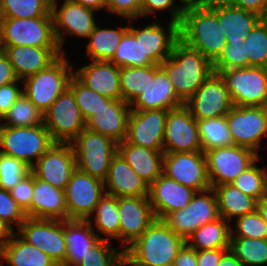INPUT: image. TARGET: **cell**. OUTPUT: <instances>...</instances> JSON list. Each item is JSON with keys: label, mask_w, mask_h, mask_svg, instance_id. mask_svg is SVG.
Instances as JSON below:
<instances>
[{"label": "cell", "mask_w": 267, "mask_h": 266, "mask_svg": "<svg viewBox=\"0 0 267 266\" xmlns=\"http://www.w3.org/2000/svg\"><path fill=\"white\" fill-rule=\"evenodd\" d=\"M226 31L218 23L217 13L204 1L184 9L179 39L213 63L227 44Z\"/></svg>", "instance_id": "6da1fadb"}, {"label": "cell", "mask_w": 267, "mask_h": 266, "mask_svg": "<svg viewBox=\"0 0 267 266\" xmlns=\"http://www.w3.org/2000/svg\"><path fill=\"white\" fill-rule=\"evenodd\" d=\"M160 67L167 74L177 97L183 103L187 102L214 72L210 60L180 39L175 42L171 55Z\"/></svg>", "instance_id": "7a4b0ae2"}, {"label": "cell", "mask_w": 267, "mask_h": 266, "mask_svg": "<svg viewBox=\"0 0 267 266\" xmlns=\"http://www.w3.org/2000/svg\"><path fill=\"white\" fill-rule=\"evenodd\" d=\"M186 240L176 235L160 219L155 221L129 247L124 254L140 266H172Z\"/></svg>", "instance_id": "3957f363"}, {"label": "cell", "mask_w": 267, "mask_h": 266, "mask_svg": "<svg viewBox=\"0 0 267 266\" xmlns=\"http://www.w3.org/2000/svg\"><path fill=\"white\" fill-rule=\"evenodd\" d=\"M62 54L48 68L23 79V93L44 114L68 87L73 65Z\"/></svg>", "instance_id": "277c9868"}, {"label": "cell", "mask_w": 267, "mask_h": 266, "mask_svg": "<svg viewBox=\"0 0 267 266\" xmlns=\"http://www.w3.org/2000/svg\"><path fill=\"white\" fill-rule=\"evenodd\" d=\"M44 124L32 127L0 125V153L23 161L30 168L54 144ZM34 160V161H33Z\"/></svg>", "instance_id": "5b68a950"}, {"label": "cell", "mask_w": 267, "mask_h": 266, "mask_svg": "<svg viewBox=\"0 0 267 266\" xmlns=\"http://www.w3.org/2000/svg\"><path fill=\"white\" fill-rule=\"evenodd\" d=\"M71 144L77 169L104 182L111 160L117 154L118 143L85 128Z\"/></svg>", "instance_id": "8992f818"}, {"label": "cell", "mask_w": 267, "mask_h": 266, "mask_svg": "<svg viewBox=\"0 0 267 266\" xmlns=\"http://www.w3.org/2000/svg\"><path fill=\"white\" fill-rule=\"evenodd\" d=\"M0 46L59 47L53 17L0 18Z\"/></svg>", "instance_id": "52a82bcc"}, {"label": "cell", "mask_w": 267, "mask_h": 266, "mask_svg": "<svg viewBox=\"0 0 267 266\" xmlns=\"http://www.w3.org/2000/svg\"><path fill=\"white\" fill-rule=\"evenodd\" d=\"M233 106H267V68L245 67L219 72Z\"/></svg>", "instance_id": "ba28073f"}, {"label": "cell", "mask_w": 267, "mask_h": 266, "mask_svg": "<svg viewBox=\"0 0 267 266\" xmlns=\"http://www.w3.org/2000/svg\"><path fill=\"white\" fill-rule=\"evenodd\" d=\"M43 124L55 143H71L86 128V121L68 87L43 114Z\"/></svg>", "instance_id": "9c48e42d"}, {"label": "cell", "mask_w": 267, "mask_h": 266, "mask_svg": "<svg viewBox=\"0 0 267 266\" xmlns=\"http://www.w3.org/2000/svg\"><path fill=\"white\" fill-rule=\"evenodd\" d=\"M17 231L28 244L39 248L58 266H64L67 246L63 220L27 217Z\"/></svg>", "instance_id": "30bf717a"}, {"label": "cell", "mask_w": 267, "mask_h": 266, "mask_svg": "<svg viewBox=\"0 0 267 266\" xmlns=\"http://www.w3.org/2000/svg\"><path fill=\"white\" fill-rule=\"evenodd\" d=\"M219 217L216 195L210 188L197 192L185 208L168 214L163 221L176 235L187 240L200 226Z\"/></svg>", "instance_id": "8fae6325"}, {"label": "cell", "mask_w": 267, "mask_h": 266, "mask_svg": "<svg viewBox=\"0 0 267 266\" xmlns=\"http://www.w3.org/2000/svg\"><path fill=\"white\" fill-rule=\"evenodd\" d=\"M204 153L211 188L233 182L259 158L253 150L236 145L214 148Z\"/></svg>", "instance_id": "7c38bea8"}, {"label": "cell", "mask_w": 267, "mask_h": 266, "mask_svg": "<svg viewBox=\"0 0 267 266\" xmlns=\"http://www.w3.org/2000/svg\"><path fill=\"white\" fill-rule=\"evenodd\" d=\"M226 119L234 145L257 153L267 135V106H233Z\"/></svg>", "instance_id": "4fadbf2b"}, {"label": "cell", "mask_w": 267, "mask_h": 266, "mask_svg": "<svg viewBox=\"0 0 267 266\" xmlns=\"http://www.w3.org/2000/svg\"><path fill=\"white\" fill-rule=\"evenodd\" d=\"M105 194L104 182L76 170L65 189L68 220H88Z\"/></svg>", "instance_id": "5bb4252c"}, {"label": "cell", "mask_w": 267, "mask_h": 266, "mask_svg": "<svg viewBox=\"0 0 267 266\" xmlns=\"http://www.w3.org/2000/svg\"><path fill=\"white\" fill-rule=\"evenodd\" d=\"M162 173L197 192L211 188L203 151L164 153Z\"/></svg>", "instance_id": "9a60e30c"}, {"label": "cell", "mask_w": 267, "mask_h": 266, "mask_svg": "<svg viewBox=\"0 0 267 266\" xmlns=\"http://www.w3.org/2000/svg\"><path fill=\"white\" fill-rule=\"evenodd\" d=\"M196 120L226 116L233 107L223 78L213 72L184 103Z\"/></svg>", "instance_id": "2e32d148"}, {"label": "cell", "mask_w": 267, "mask_h": 266, "mask_svg": "<svg viewBox=\"0 0 267 266\" xmlns=\"http://www.w3.org/2000/svg\"><path fill=\"white\" fill-rule=\"evenodd\" d=\"M163 150L164 153L202 151L197 120L185 105L168 110Z\"/></svg>", "instance_id": "e0dca14e"}, {"label": "cell", "mask_w": 267, "mask_h": 266, "mask_svg": "<svg viewBox=\"0 0 267 266\" xmlns=\"http://www.w3.org/2000/svg\"><path fill=\"white\" fill-rule=\"evenodd\" d=\"M75 152L71 143H54L30 168L35 178L65 190L76 170Z\"/></svg>", "instance_id": "ac0fdd59"}, {"label": "cell", "mask_w": 267, "mask_h": 266, "mask_svg": "<svg viewBox=\"0 0 267 266\" xmlns=\"http://www.w3.org/2000/svg\"><path fill=\"white\" fill-rule=\"evenodd\" d=\"M168 110H131L128 118L126 141L154 150H163Z\"/></svg>", "instance_id": "d6986e66"}, {"label": "cell", "mask_w": 267, "mask_h": 266, "mask_svg": "<svg viewBox=\"0 0 267 266\" xmlns=\"http://www.w3.org/2000/svg\"><path fill=\"white\" fill-rule=\"evenodd\" d=\"M58 1L51 3V13L53 17L54 34L57 44L62 51L65 34L88 38L94 30L96 23L93 18L95 10L84 7L83 5L65 0L59 10ZM61 28V29H60ZM61 30H64L63 32Z\"/></svg>", "instance_id": "ffe728a7"}, {"label": "cell", "mask_w": 267, "mask_h": 266, "mask_svg": "<svg viewBox=\"0 0 267 266\" xmlns=\"http://www.w3.org/2000/svg\"><path fill=\"white\" fill-rule=\"evenodd\" d=\"M120 220L119 239L129 247L155 221L148 196L117 197Z\"/></svg>", "instance_id": "44dd1931"}, {"label": "cell", "mask_w": 267, "mask_h": 266, "mask_svg": "<svg viewBox=\"0 0 267 266\" xmlns=\"http://www.w3.org/2000/svg\"><path fill=\"white\" fill-rule=\"evenodd\" d=\"M196 193L162 173L149 186L148 197L156 219L163 220L168 214L185 208Z\"/></svg>", "instance_id": "7402d4cb"}, {"label": "cell", "mask_w": 267, "mask_h": 266, "mask_svg": "<svg viewBox=\"0 0 267 266\" xmlns=\"http://www.w3.org/2000/svg\"><path fill=\"white\" fill-rule=\"evenodd\" d=\"M184 105L177 97L171 81L158 64L149 66V84L131 104V110H171Z\"/></svg>", "instance_id": "603a6c76"}, {"label": "cell", "mask_w": 267, "mask_h": 266, "mask_svg": "<svg viewBox=\"0 0 267 266\" xmlns=\"http://www.w3.org/2000/svg\"><path fill=\"white\" fill-rule=\"evenodd\" d=\"M128 30L140 41L143 58H150L158 65L171 55L172 48L179 39V24L171 20L167 31L156 22L142 29L129 24Z\"/></svg>", "instance_id": "cb8c5ba5"}, {"label": "cell", "mask_w": 267, "mask_h": 266, "mask_svg": "<svg viewBox=\"0 0 267 266\" xmlns=\"http://www.w3.org/2000/svg\"><path fill=\"white\" fill-rule=\"evenodd\" d=\"M19 80L48 68L63 53L59 47L0 46Z\"/></svg>", "instance_id": "d4e9b609"}, {"label": "cell", "mask_w": 267, "mask_h": 266, "mask_svg": "<svg viewBox=\"0 0 267 266\" xmlns=\"http://www.w3.org/2000/svg\"><path fill=\"white\" fill-rule=\"evenodd\" d=\"M73 75L87 88L112 100H121L120 67L110 61L92 60Z\"/></svg>", "instance_id": "484cf974"}, {"label": "cell", "mask_w": 267, "mask_h": 266, "mask_svg": "<svg viewBox=\"0 0 267 266\" xmlns=\"http://www.w3.org/2000/svg\"><path fill=\"white\" fill-rule=\"evenodd\" d=\"M130 105L125 101L112 100L103 105L86 121V128L120 143L126 139Z\"/></svg>", "instance_id": "4316f807"}, {"label": "cell", "mask_w": 267, "mask_h": 266, "mask_svg": "<svg viewBox=\"0 0 267 266\" xmlns=\"http://www.w3.org/2000/svg\"><path fill=\"white\" fill-rule=\"evenodd\" d=\"M104 186L105 193L115 197L149 195L147 184L118 153L111 160Z\"/></svg>", "instance_id": "83f0119b"}, {"label": "cell", "mask_w": 267, "mask_h": 266, "mask_svg": "<svg viewBox=\"0 0 267 266\" xmlns=\"http://www.w3.org/2000/svg\"><path fill=\"white\" fill-rule=\"evenodd\" d=\"M205 2L217 13L218 23L227 30V42L244 41L262 19L261 16L232 6L225 0H205Z\"/></svg>", "instance_id": "f1b7e54d"}, {"label": "cell", "mask_w": 267, "mask_h": 266, "mask_svg": "<svg viewBox=\"0 0 267 266\" xmlns=\"http://www.w3.org/2000/svg\"><path fill=\"white\" fill-rule=\"evenodd\" d=\"M117 153L149 187L161 174L164 150H154L128 143H118Z\"/></svg>", "instance_id": "f546056e"}, {"label": "cell", "mask_w": 267, "mask_h": 266, "mask_svg": "<svg viewBox=\"0 0 267 266\" xmlns=\"http://www.w3.org/2000/svg\"><path fill=\"white\" fill-rule=\"evenodd\" d=\"M31 218L68 220L65 190L58 189L33 175Z\"/></svg>", "instance_id": "4dcf8cb0"}, {"label": "cell", "mask_w": 267, "mask_h": 266, "mask_svg": "<svg viewBox=\"0 0 267 266\" xmlns=\"http://www.w3.org/2000/svg\"><path fill=\"white\" fill-rule=\"evenodd\" d=\"M95 233L92 220H64L66 253L64 266H76L100 239Z\"/></svg>", "instance_id": "1f68e13d"}, {"label": "cell", "mask_w": 267, "mask_h": 266, "mask_svg": "<svg viewBox=\"0 0 267 266\" xmlns=\"http://www.w3.org/2000/svg\"><path fill=\"white\" fill-rule=\"evenodd\" d=\"M215 192L219 216L232 220L257 209V200L244 194L231 183L212 187Z\"/></svg>", "instance_id": "d6a6232c"}, {"label": "cell", "mask_w": 267, "mask_h": 266, "mask_svg": "<svg viewBox=\"0 0 267 266\" xmlns=\"http://www.w3.org/2000/svg\"><path fill=\"white\" fill-rule=\"evenodd\" d=\"M0 257L9 266H58L47 254L28 244L17 233L0 250ZM0 266L3 264L0 263Z\"/></svg>", "instance_id": "836d02e7"}, {"label": "cell", "mask_w": 267, "mask_h": 266, "mask_svg": "<svg viewBox=\"0 0 267 266\" xmlns=\"http://www.w3.org/2000/svg\"><path fill=\"white\" fill-rule=\"evenodd\" d=\"M231 230L228 221L219 217L200 226L187 238L186 244L196 251L230 248Z\"/></svg>", "instance_id": "e575fe53"}, {"label": "cell", "mask_w": 267, "mask_h": 266, "mask_svg": "<svg viewBox=\"0 0 267 266\" xmlns=\"http://www.w3.org/2000/svg\"><path fill=\"white\" fill-rule=\"evenodd\" d=\"M129 25L118 29L99 28L97 25L88 36L90 42L86 46L87 55L91 60L109 61L120 44L123 34Z\"/></svg>", "instance_id": "d590c367"}, {"label": "cell", "mask_w": 267, "mask_h": 266, "mask_svg": "<svg viewBox=\"0 0 267 266\" xmlns=\"http://www.w3.org/2000/svg\"><path fill=\"white\" fill-rule=\"evenodd\" d=\"M197 126L203 152L234 145L226 116L197 120Z\"/></svg>", "instance_id": "8d00e7d4"}, {"label": "cell", "mask_w": 267, "mask_h": 266, "mask_svg": "<svg viewBox=\"0 0 267 266\" xmlns=\"http://www.w3.org/2000/svg\"><path fill=\"white\" fill-rule=\"evenodd\" d=\"M229 249L244 266L267 265V239L231 237Z\"/></svg>", "instance_id": "74e56055"}, {"label": "cell", "mask_w": 267, "mask_h": 266, "mask_svg": "<svg viewBox=\"0 0 267 266\" xmlns=\"http://www.w3.org/2000/svg\"><path fill=\"white\" fill-rule=\"evenodd\" d=\"M93 214L95 215L97 231L107 236L104 237V239H119L120 220L117 197L105 193L95 207Z\"/></svg>", "instance_id": "f35d334b"}, {"label": "cell", "mask_w": 267, "mask_h": 266, "mask_svg": "<svg viewBox=\"0 0 267 266\" xmlns=\"http://www.w3.org/2000/svg\"><path fill=\"white\" fill-rule=\"evenodd\" d=\"M52 17L49 0H0V18Z\"/></svg>", "instance_id": "ab89813d"}, {"label": "cell", "mask_w": 267, "mask_h": 266, "mask_svg": "<svg viewBox=\"0 0 267 266\" xmlns=\"http://www.w3.org/2000/svg\"><path fill=\"white\" fill-rule=\"evenodd\" d=\"M117 67H147L155 63L150 58H143L140 41L127 30L118 45L114 56L109 60Z\"/></svg>", "instance_id": "60d3db41"}, {"label": "cell", "mask_w": 267, "mask_h": 266, "mask_svg": "<svg viewBox=\"0 0 267 266\" xmlns=\"http://www.w3.org/2000/svg\"><path fill=\"white\" fill-rule=\"evenodd\" d=\"M1 121L5 122L0 125L12 127L38 126L43 124V113L22 93Z\"/></svg>", "instance_id": "b9f144b4"}, {"label": "cell", "mask_w": 267, "mask_h": 266, "mask_svg": "<svg viewBox=\"0 0 267 266\" xmlns=\"http://www.w3.org/2000/svg\"><path fill=\"white\" fill-rule=\"evenodd\" d=\"M259 159L231 182L232 185L244 194L255 198L257 201L267 196V167L262 168L257 166L256 162Z\"/></svg>", "instance_id": "7bdbcfd3"}, {"label": "cell", "mask_w": 267, "mask_h": 266, "mask_svg": "<svg viewBox=\"0 0 267 266\" xmlns=\"http://www.w3.org/2000/svg\"><path fill=\"white\" fill-rule=\"evenodd\" d=\"M149 84V66L121 67L120 86L122 100L129 105L145 91Z\"/></svg>", "instance_id": "ee69618b"}, {"label": "cell", "mask_w": 267, "mask_h": 266, "mask_svg": "<svg viewBox=\"0 0 267 266\" xmlns=\"http://www.w3.org/2000/svg\"><path fill=\"white\" fill-rule=\"evenodd\" d=\"M249 67L267 68V18H262L244 39Z\"/></svg>", "instance_id": "f6af8a7d"}, {"label": "cell", "mask_w": 267, "mask_h": 266, "mask_svg": "<svg viewBox=\"0 0 267 266\" xmlns=\"http://www.w3.org/2000/svg\"><path fill=\"white\" fill-rule=\"evenodd\" d=\"M68 88L73 92L75 101L85 121L93 116L103 105H108L112 101V99L87 88L74 75L70 78Z\"/></svg>", "instance_id": "bcb514c9"}, {"label": "cell", "mask_w": 267, "mask_h": 266, "mask_svg": "<svg viewBox=\"0 0 267 266\" xmlns=\"http://www.w3.org/2000/svg\"><path fill=\"white\" fill-rule=\"evenodd\" d=\"M124 249L117 251L106 239H100L76 266H123Z\"/></svg>", "instance_id": "7dc6e473"}, {"label": "cell", "mask_w": 267, "mask_h": 266, "mask_svg": "<svg viewBox=\"0 0 267 266\" xmlns=\"http://www.w3.org/2000/svg\"><path fill=\"white\" fill-rule=\"evenodd\" d=\"M245 67H249V57L246 55L244 41L227 42L219 57L213 62V70L216 73Z\"/></svg>", "instance_id": "c3c4849f"}, {"label": "cell", "mask_w": 267, "mask_h": 266, "mask_svg": "<svg viewBox=\"0 0 267 266\" xmlns=\"http://www.w3.org/2000/svg\"><path fill=\"white\" fill-rule=\"evenodd\" d=\"M30 172L23 161L0 153V187L10 191Z\"/></svg>", "instance_id": "681fc988"}, {"label": "cell", "mask_w": 267, "mask_h": 266, "mask_svg": "<svg viewBox=\"0 0 267 266\" xmlns=\"http://www.w3.org/2000/svg\"><path fill=\"white\" fill-rule=\"evenodd\" d=\"M236 230L231 237L267 239V222L257 210L236 218Z\"/></svg>", "instance_id": "f907efd6"}, {"label": "cell", "mask_w": 267, "mask_h": 266, "mask_svg": "<svg viewBox=\"0 0 267 266\" xmlns=\"http://www.w3.org/2000/svg\"><path fill=\"white\" fill-rule=\"evenodd\" d=\"M0 218L13 227V222L19 228L27 218L26 213L12 198L9 191L0 187Z\"/></svg>", "instance_id": "816d5d0a"}, {"label": "cell", "mask_w": 267, "mask_h": 266, "mask_svg": "<svg viewBox=\"0 0 267 266\" xmlns=\"http://www.w3.org/2000/svg\"><path fill=\"white\" fill-rule=\"evenodd\" d=\"M12 198L18 203L27 217L31 218V200L33 195V174L29 172L10 191Z\"/></svg>", "instance_id": "f5cc1de1"}, {"label": "cell", "mask_w": 267, "mask_h": 266, "mask_svg": "<svg viewBox=\"0 0 267 266\" xmlns=\"http://www.w3.org/2000/svg\"><path fill=\"white\" fill-rule=\"evenodd\" d=\"M174 2L175 0H141V17L171 8V21L180 24L184 9L181 5H174Z\"/></svg>", "instance_id": "db71d44e"}, {"label": "cell", "mask_w": 267, "mask_h": 266, "mask_svg": "<svg viewBox=\"0 0 267 266\" xmlns=\"http://www.w3.org/2000/svg\"><path fill=\"white\" fill-rule=\"evenodd\" d=\"M106 10L131 21L141 17V0H106Z\"/></svg>", "instance_id": "11a10c76"}, {"label": "cell", "mask_w": 267, "mask_h": 266, "mask_svg": "<svg viewBox=\"0 0 267 266\" xmlns=\"http://www.w3.org/2000/svg\"><path fill=\"white\" fill-rule=\"evenodd\" d=\"M18 81L0 86V120L22 95L23 89L18 86Z\"/></svg>", "instance_id": "9f6ffc18"}, {"label": "cell", "mask_w": 267, "mask_h": 266, "mask_svg": "<svg viewBox=\"0 0 267 266\" xmlns=\"http://www.w3.org/2000/svg\"><path fill=\"white\" fill-rule=\"evenodd\" d=\"M228 4L267 18V0H225Z\"/></svg>", "instance_id": "6f0895ef"}, {"label": "cell", "mask_w": 267, "mask_h": 266, "mask_svg": "<svg viewBox=\"0 0 267 266\" xmlns=\"http://www.w3.org/2000/svg\"><path fill=\"white\" fill-rule=\"evenodd\" d=\"M229 248H218L213 250H199L197 254V266H218L222 256Z\"/></svg>", "instance_id": "680465c9"}, {"label": "cell", "mask_w": 267, "mask_h": 266, "mask_svg": "<svg viewBox=\"0 0 267 266\" xmlns=\"http://www.w3.org/2000/svg\"><path fill=\"white\" fill-rule=\"evenodd\" d=\"M16 77L13 67L3 50H0V86L12 82H16Z\"/></svg>", "instance_id": "91938a15"}, {"label": "cell", "mask_w": 267, "mask_h": 266, "mask_svg": "<svg viewBox=\"0 0 267 266\" xmlns=\"http://www.w3.org/2000/svg\"><path fill=\"white\" fill-rule=\"evenodd\" d=\"M172 266H197L196 250L185 244L179 251Z\"/></svg>", "instance_id": "94428289"}, {"label": "cell", "mask_w": 267, "mask_h": 266, "mask_svg": "<svg viewBox=\"0 0 267 266\" xmlns=\"http://www.w3.org/2000/svg\"><path fill=\"white\" fill-rule=\"evenodd\" d=\"M15 234L13 227L5 220L0 218V250Z\"/></svg>", "instance_id": "6125c7cd"}, {"label": "cell", "mask_w": 267, "mask_h": 266, "mask_svg": "<svg viewBox=\"0 0 267 266\" xmlns=\"http://www.w3.org/2000/svg\"><path fill=\"white\" fill-rule=\"evenodd\" d=\"M218 266H244L229 249L221 258Z\"/></svg>", "instance_id": "be15d7a7"}, {"label": "cell", "mask_w": 267, "mask_h": 266, "mask_svg": "<svg viewBox=\"0 0 267 266\" xmlns=\"http://www.w3.org/2000/svg\"><path fill=\"white\" fill-rule=\"evenodd\" d=\"M83 5L92 10H101L106 8V0H70Z\"/></svg>", "instance_id": "e7e4bbea"}, {"label": "cell", "mask_w": 267, "mask_h": 266, "mask_svg": "<svg viewBox=\"0 0 267 266\" xmlns=\"http://www.w3.org/2000/svg\"><path fill=\"white\" fill-rule=\"evenodd\" d=\"M259 214L263 217V219L267 222V196L263 197L259 201H257V209Z\"/></svg>", "instance_id": "03108f58"}, {"label": "cell", "mask_w": 267, "mask_h": 266, "mask_svg": "<svg viewBox=\"0 0 267 266\" xmlns=\"http://www.w3.org/2000/svg\"><path fill=\"white\" fill-rule=\"evenodd\" d=\"M179 1H181V3H182V4H180L182 6V8L186 9V8H190V7L199 5V4L203 3L205 0H179Z\"/></svg>", "instance_id": "003e7915"}, {"label": "cell", "mask_w": 267, "mask_h": 266, "mask_svg": "<svg viewBox=\"0 0 267 266\" xmlns=\"http://www.w3.org/2000/svg\"><path fill=\"white\" fill-rule=\"evenodd\" d=\"M126 265H132V266H140L134 262H132L125 254L123 256V266H126Z\"/></svg>", "instance_id": "a7ac6f4b"}]
</instances>
